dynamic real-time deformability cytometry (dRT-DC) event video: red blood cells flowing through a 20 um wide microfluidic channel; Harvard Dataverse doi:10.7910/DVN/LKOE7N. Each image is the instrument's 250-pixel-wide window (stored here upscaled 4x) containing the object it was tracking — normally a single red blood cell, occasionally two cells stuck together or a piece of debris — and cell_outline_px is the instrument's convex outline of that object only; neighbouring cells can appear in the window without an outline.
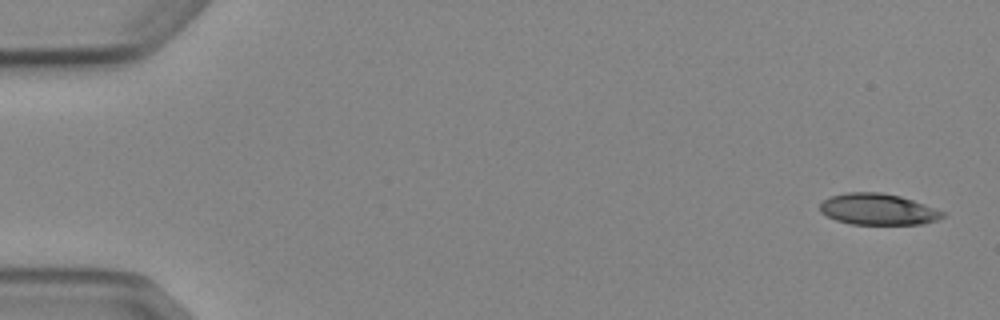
{"species": "Egyptian fruit bat (a non-hibernating species)", "species_latin": "Rousettus aegyptiacus", "temperature_condition": "cold", "stored_images_in_passage": 4, "camera_frame_rate_fps": 3000, "um_per_image_px": 0.085, "animal": {"sex": "female"}, "frame": {"image": 1, "passage_image": 1, "time_ms": 0.0, "image_size_px": [1000, 320], "cell_outline_px": [[948, 212], [944, 216], [936, 220], [920, 224], [852, 224], [836, 220], [820, 212], [820, 204], [828, 196], [844, 192], [880, 192], [900, 196]], "centroid_in_image_um": [74.62, 17.78], "position_along_channel_um": 10.4, "area_um2": 22.43}}
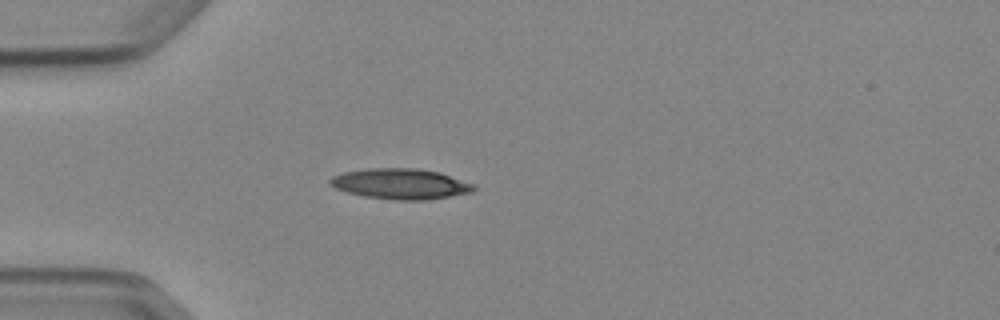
{"frame": {"image": 2, "passage_image": 4, "time_ms": 4.333, "image_size_px": [1000, 320], "cell_outline_px": [[476, 188], [472, 192], [424, 200], [396, 200], [364, 196], [348, 192], [336, 188], [328, 184], [328, 180], [332, 176], [344, 172], [368, 168], [416, 168], [440, 172], [476, 184]], "centroid_in_image_um": [34.05, 15.62], "position_along_channel_um": 50.9, "area_um2": 25.61}}